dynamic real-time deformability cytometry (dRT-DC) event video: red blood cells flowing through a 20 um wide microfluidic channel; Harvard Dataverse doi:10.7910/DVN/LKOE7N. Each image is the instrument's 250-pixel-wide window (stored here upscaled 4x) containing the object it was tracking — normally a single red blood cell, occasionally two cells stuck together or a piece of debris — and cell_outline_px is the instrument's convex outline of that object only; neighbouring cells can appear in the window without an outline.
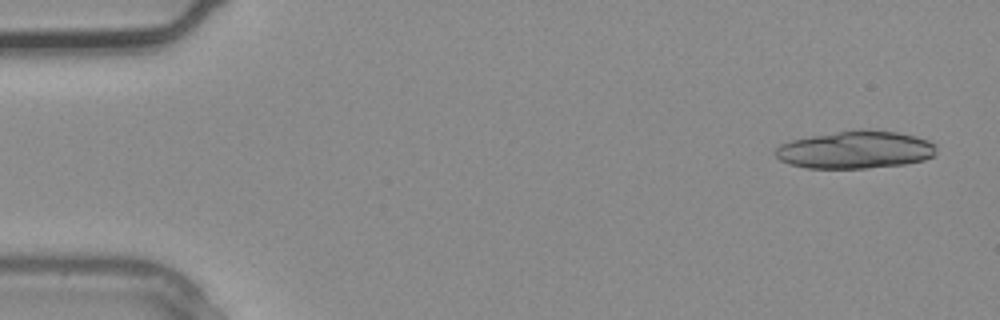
{"species": "common noctule bat (a hibernating species)", "species_latin": "Nyctalus noctula", "temperature_condition": "warm", "stored_images_in_passage": 3, "camera_frame_rate_fps": 3000, "um_per_image_px": 0.085, "animal": {"sex": "male", "body_mass_g": 20.4}, "frame": {"image": 1, "passage_image": 1, "time_ms": 0.0, "image_size_px": [1000, 320], "cell_outline_px": [[936, 152], [932, 156], [924, 160], [904, 164], [868, 168], [808, 168], [788, 164], [780, 160], [776, 156], [776, 148], [780, 144], [792, 140], [812, 136], [860, 128], [896, 132], [916, 136], [928, 140], [936, 144]], "centroid_in_image_um": [72.73, 12.73], "position_along_channel_um": 12.3, "area_um2": 35.32}}